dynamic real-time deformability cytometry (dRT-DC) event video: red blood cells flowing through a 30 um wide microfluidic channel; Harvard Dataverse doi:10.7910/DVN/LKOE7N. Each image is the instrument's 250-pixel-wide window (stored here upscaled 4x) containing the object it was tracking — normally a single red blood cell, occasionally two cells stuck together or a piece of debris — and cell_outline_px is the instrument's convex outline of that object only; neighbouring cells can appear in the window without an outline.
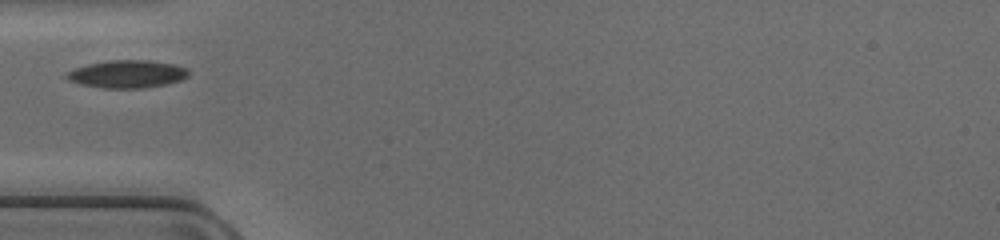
{"species": "common noctule bat (a hibernating species)", "species_latin": "Nyctalus noctula", "temperature_condition": "cold", "stored_images_in_passage": 3, "camera_frame_rate_fps": 3000, "um_per_image_px": 0.085, "animal": {"sex": "female", "body_mass_g": 17.0, "forearm_length_mm": 48.0}, "frame": {"image": 1, "passage_image": 1, "time_ms": 0.0, "image_size_px": [1000, 240], "cell_outline_px": [[188, 76], [180, 80], [164, 84], [140, 88], [100, 88], [68, 80], [64, 76], [68, 72], [76, 68], [88, 64], [108, 60], [148, 60], [172, 64], [188, 68]], "centroid_in_image_um": [10.8, 6.29], "position_along_channel_um": 74.2, "area_um2": 19.42}}